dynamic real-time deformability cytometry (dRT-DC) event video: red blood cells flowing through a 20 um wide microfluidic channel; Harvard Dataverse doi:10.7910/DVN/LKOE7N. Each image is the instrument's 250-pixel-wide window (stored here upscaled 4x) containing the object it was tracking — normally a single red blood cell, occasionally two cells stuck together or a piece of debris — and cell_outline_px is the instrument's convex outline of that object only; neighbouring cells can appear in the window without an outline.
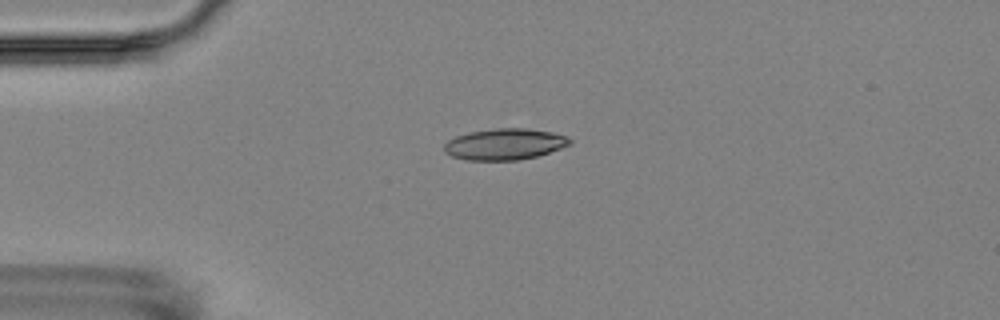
{"species": "Egyptian fruit bat (a non-hibernating species)", "species_latin": "Rousettus aegyptiacus", "temperature_condition": "room temperature", "stored_images_in_passage": 4, "camera_frame_rate_fps": 3000, "um_per_image_px": 0.085, "animal": {"sex": "female"}, "frame": {"image": 1, "passage_image": 4, "time_ms": 4.333, "image_size_px": [1000, 320], "cell_outline_px": [[572, 144], [536, 156], [520, 160], [468, 160], [452, 156], [444, 152], [444, 144], [448, 140], [456, 136], [468, 132], [496, 128], [524, 128], [552, 132], [568, 136], [572, 140]], "centroid_in_image_um": [42.9, 12.25], "position_along_channel_um": 42.1, "area_um2": 22.89}}